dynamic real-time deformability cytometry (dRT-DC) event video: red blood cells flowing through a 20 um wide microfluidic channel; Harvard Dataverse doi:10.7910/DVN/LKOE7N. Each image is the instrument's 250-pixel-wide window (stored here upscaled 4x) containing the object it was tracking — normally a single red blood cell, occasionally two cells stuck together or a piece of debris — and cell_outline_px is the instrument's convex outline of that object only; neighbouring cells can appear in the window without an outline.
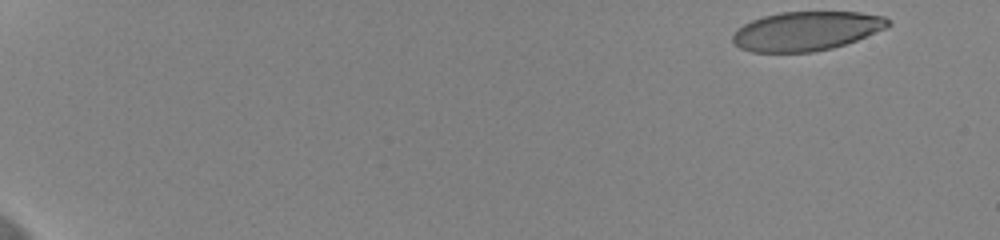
{"species": "human", "species_latin": "Homo sapiens", "temperature_condition": "cold", "stored_images_in_passage": 49, "camera_frame_rate_fps": 3000, "um_per_image_px": 0.085, "donor": {"sex": "female"}, "frame": {"image": 1, "passage_image": 1, "time_ms": 0.0, "image_size_px": [1000, 240], "cell_outline_px": [[892, 24], [888, 28], [856, 40], [832, 48], [812, 52], [752, 52], [740, 48], [732, 40], [732, 36], [736, 28], [752, 20], [764, 16], [780, 12], [860, 12], [884, 16]], "centroid_in_image_um": [68.55, 2.63], "position_along_channel_um": 16.5, "area_um2": 35.49}}
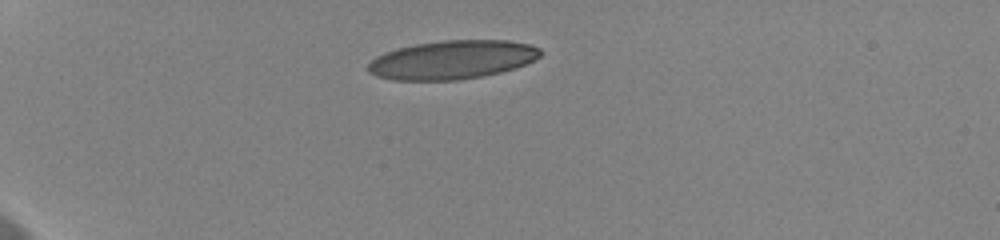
{"frame": {"image": 2, "passage_image": 14, "time_ms": 4.333, "image_size_px": [1000, 240], "cell_outline_px": [[540, 56], [524, 64], [500, 72], [460, 80], [392, 80], [376, 76], [368, 72], [368, 64], [376, 56], [384, 52], [396, 48], [416, 44], [444, 40], [508, 40], [528, 44], [540, 48]], "centroid_in_image_um": [38.38, 5.08], "position_along_channel_um": 46.6, "area_um2": 38.67}}
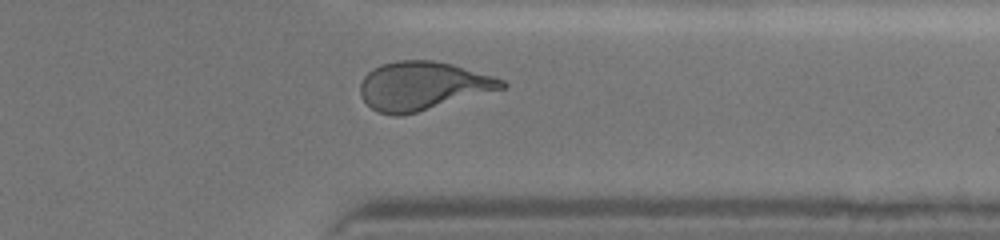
{"frame": {"image": 3, "passage_image": 45, "time_ms": 14.667, "image_size_px": [1000, 240], "cell_outline_px": [[508, 88], [416, 112], [400, 116], [392, 116], [376, 112], [360, 96], [360, 84], [364, 76], [372, 68], [380, 64], [400, 60], [432, 60], [452, 64], [492, 76], [504, 80], [508, 84]], "centroid_in_image_um": [35.92, 7.3], "position_along_channel_um": 375.5, "area_um2": 40.11}, "authors_computed_cell_mechanics": {"area_um2": 39.1884, "velocity_mm_per_s": 3.6403, "shape_relaxation_time_tau1_ms": 7.0717, "shape_relaxation_time_tau2_ms": 0.8447, "deformation_change_tau1": 0.2098, "deformation_change_tau2": 0.0864}}